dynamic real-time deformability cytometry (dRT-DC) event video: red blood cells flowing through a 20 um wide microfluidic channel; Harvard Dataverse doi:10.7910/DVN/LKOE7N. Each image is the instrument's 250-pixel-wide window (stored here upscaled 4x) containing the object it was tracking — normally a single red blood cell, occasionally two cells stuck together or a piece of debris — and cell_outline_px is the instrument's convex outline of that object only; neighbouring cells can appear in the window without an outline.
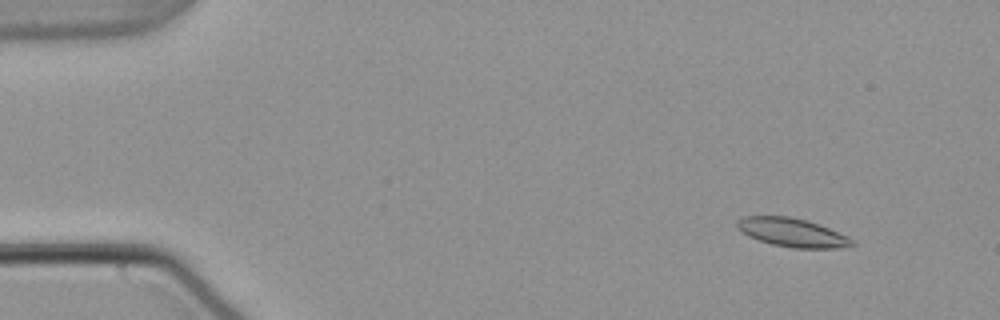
{"species": "common noctule bat (a hibernating species)", "species_latin": "Nyctalus noctula", "temperature_condition": "warm", "stored_images_in_passage": 55, "camera_frame_rate_fps": 3000, "um_per_image_px": 0.085, "animal": {"sex": "male", "body_mass_g": 21.5, "forearm_length_mm": 52.0}, "frame": {"image": 1, "passage_image": 6, "time_ms": 1.667, "image_size_px": [1000, 320], "cell_outline_px": [[856, 244], [836, 248], [792, 248], [772, 244], [748, 236], [740, 232], [736, 228], [736, 220], [744, 216], [788, 216], [804, 220], [828, 228], [848, 236]], "centroid_in_image_um": [67.27, 19.76], "position_along_channel_um": 17.7, "area_um2": 19.02}}
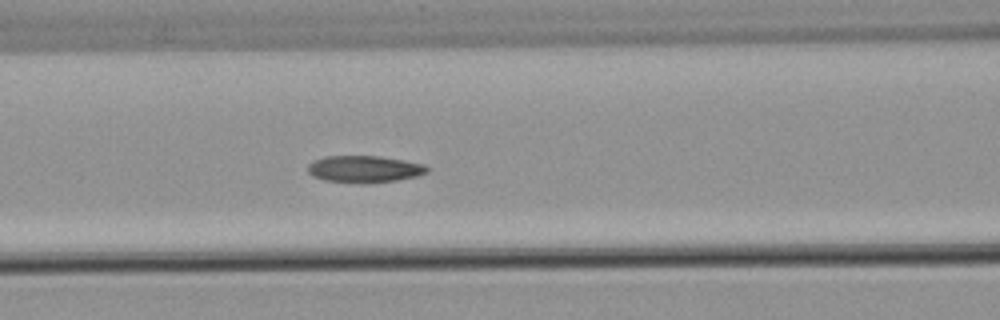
{"frame": {"image": 2, "passage_image": 24, "time_ms": 7.667, "image_size_px": [1000, 320], "cell_outline_px": [[428, 172], [416, 176], [396, 180], [368, 184], [364, 184], [324, 180], [312, 176], [308, 172], [308, 164], [312, 160], [324, 156], [380, 156], [404, 160], [424, 164], [428, 168]], "centroid_in_image_um": [30.94, 14.37], "position_along_channel_um": 135.7, "area_um2": 18.9}}
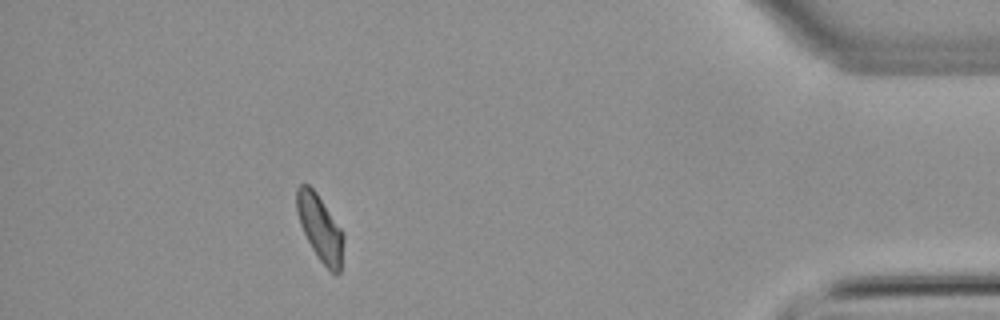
{"frame": {"image": 3, "passage_image": 50, "time_ms": 16.333, "image_size_px": [1000, 320], "cell_outline_px": [[344, 240], [340, 272], [336, 276], [316, 256], [300, 224], [296, 212], [296, 188], [300, 184], [308, 184], [316, 192], [344, 232]], "centroid_in_image_um": [27.21, 19.37], "position_along_channel_um": 408.0, "area_um2": 18.03}, "authors_computed_cell_mechanics": {"area_um2": 18.6694, "velocity_mm_per_s": 3.7515, "shape_relaxation_time_tau1_ms": 10.4382, "shape_relaxation_time_tau2_ms": 4.2722, "deformation_change_tau1": 0.1865, "deformation_change_tau2": 0.0873}}